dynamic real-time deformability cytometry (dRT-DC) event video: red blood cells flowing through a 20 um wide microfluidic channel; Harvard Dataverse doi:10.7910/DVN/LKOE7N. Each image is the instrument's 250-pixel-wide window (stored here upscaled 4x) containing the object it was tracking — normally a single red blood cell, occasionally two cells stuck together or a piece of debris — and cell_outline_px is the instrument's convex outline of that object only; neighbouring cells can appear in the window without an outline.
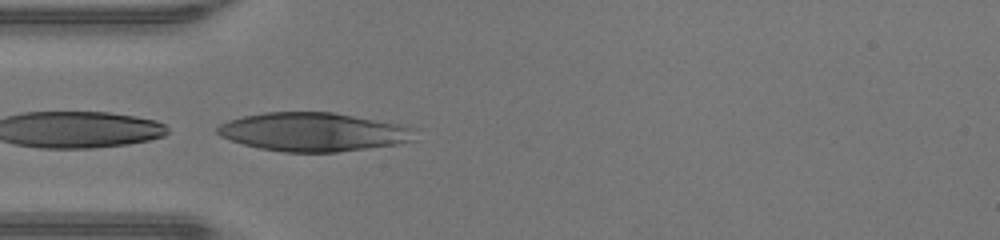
{"species": "human", "species_latin": "Homo sapiens", "temperature_condition": "warm", "stored_images_in_passage": 36, "camera_frame_rate_fps": 3000, "um_per_image_px": 0.085, "donor": {"sex": "male"}, "frame": {"image": 1, "passage_image": 5, "time_ms": 1.333, "image_size_px": [1000, 240], "cell_outline_px": [[416, 140], [396, 144], [336, 152], [284, 152], [260, 148], [244, 144], [220, 136], [216, 132], [216, 128], [220, 124], [228, 120], [244, 116], [264, 112], [332, 112], [408, 124], [412, 128]], "centroid_in_image_um": [26.68, 11.2], "position_along_channel_um": 58.3, "area_um2": 44.68}}
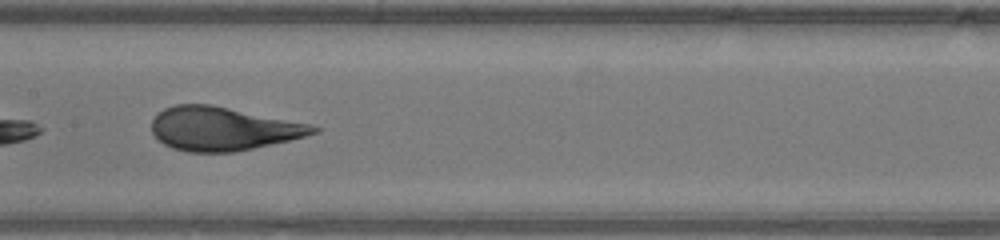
{"frame": {"image": 2, "passage_image": 14, "time_ms": 4.333, "image_size_px": [1000, 240], "cell_outline_px": [[320, 132], [288, 140], [252, 148], [232, 152], [188, 152], [172, 148], [164, 144], [152, 132], [152, 120], [156, 112], [164, 108], [176, 104], [212, 104], [312, 124], [320, 128]], "centroid_in_image_um": [18.93, 10.92], "position_along_channel_um": 188.5, "area_um2": 41.04}}
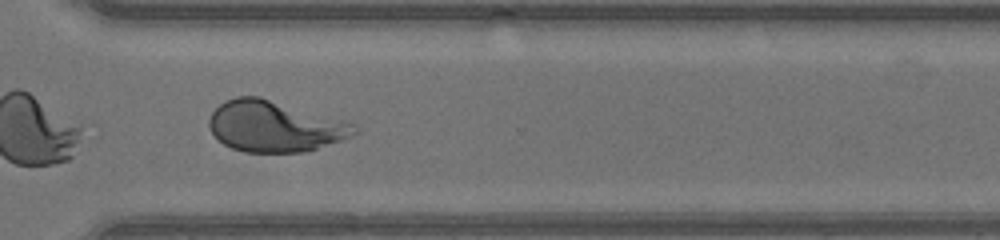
{"frame": {"image": 3, "passage_image": 25, "time_ms": 8.0, "image_size_px": [1000, 240], "cell_outline_px": [[360, 132], [340, 140], [304, 152], [244, 152], [232, 148], [224, 144], [212, 132], [208, 124], [208, 120], [212, 112], [220, 104], [236, 96], [260, 96], [352, 124]], "centroid_in_image_um": [23.28, 10.74], "position_along_channel_um": 347.3, "area_um2": 42.31}, "authors_computed_cell_mechanics": {"area_um2": 42.2518, "velocity_mm_per_s": 4.349, "shape_relaxation_time_tau1_ms": 4.5382, "shape_relaxation_time_tau2_ms": null, "deformation_change_tau1": 0.2051, "deformation_change_tau2": null}}